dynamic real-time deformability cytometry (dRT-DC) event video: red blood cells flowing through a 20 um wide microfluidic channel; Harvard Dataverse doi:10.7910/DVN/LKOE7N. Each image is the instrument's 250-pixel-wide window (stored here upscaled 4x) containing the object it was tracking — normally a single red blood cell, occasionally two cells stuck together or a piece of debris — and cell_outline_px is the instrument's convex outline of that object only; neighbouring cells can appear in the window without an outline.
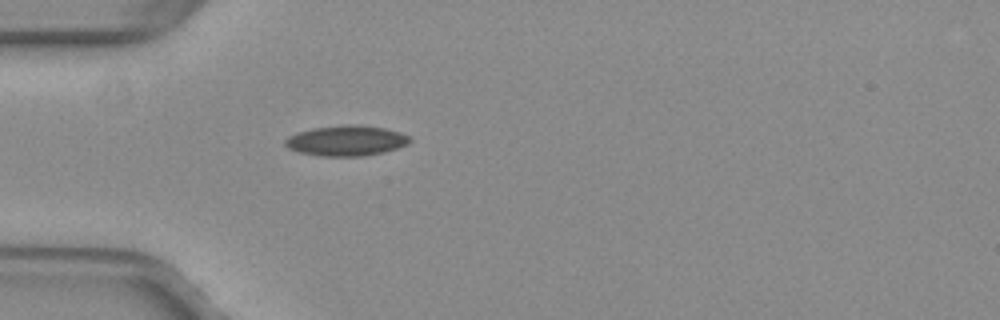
{"species": "common noctule bat (a hibernating species)", "species_latin": "Nyctalus noctula", "temperature_condition": "warm", "stored_images_in_passage": 11, "camera_frame_rate_fps": 3000, "um_per_image_px": 0.085, "animal": {"sex": "female", "body_mass_g": 29.2, "forearm_length_mm": 56.3}, "frame": {"image": 1, "passage_image": 1, "time_ms": 0.0, "image_size_px": [1000, 320], "cell_outline_px": [[412, 140], [408, 144], [384, 152], [360, 156], [320, 156], [300, 152], [288, 148], [284, 144], [284, 140], [288, 136], [296, 132], [312, 128], [348, 124], [352, 124], [384, 128], [400, 132], [408, 136]], "centroid_in_image_um": [29.41, 11.95], "position_along_channel_um": 55.6, "area_um2": 22.02}}
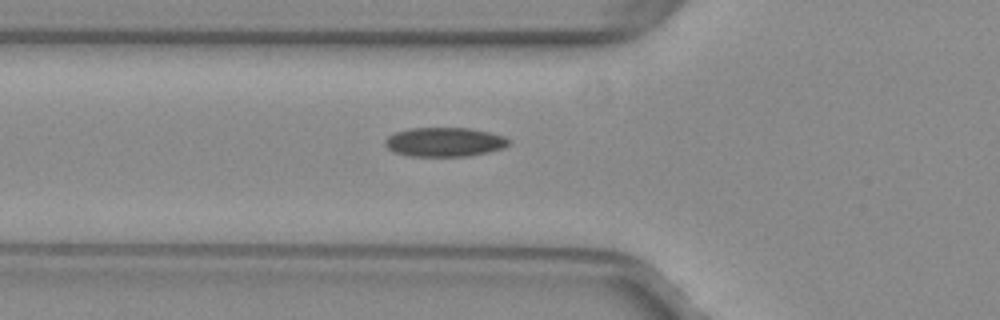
{"frame": {"image": 2, "passage_image": 4, "time_ms": 1.0, "image_size_px": [1000, 320], "cell_outline_px": [[512, 140], [508, 144], [500, 148], [488, 152], [468, 156], [408, 156], [392, 152], [384, 144], [384, 140], [388, 136], [396, 132], [412, 128], [472, 128], [504, 136]], "centroid_in_image_um": [37.76, 12.07], "position_along_channel_um": 88.0, "area_um2": 21.04}}